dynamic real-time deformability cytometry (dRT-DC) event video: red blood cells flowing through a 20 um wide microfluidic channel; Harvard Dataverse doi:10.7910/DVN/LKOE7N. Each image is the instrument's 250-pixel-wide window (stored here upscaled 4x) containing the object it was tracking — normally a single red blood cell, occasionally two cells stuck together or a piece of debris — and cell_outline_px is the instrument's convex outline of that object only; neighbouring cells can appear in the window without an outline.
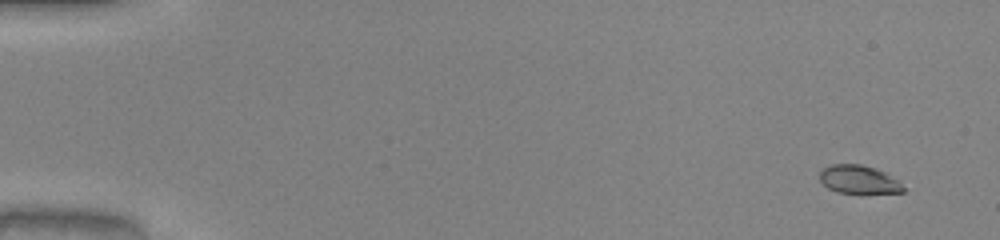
{"species": "common noctule bat (a hibernating species)", "species_latin": "Nyctalus noctula", "temperature_condition": "warm", "stored_images_in_passage": 52, "camera_frame_rate_fps": 3000, "um_per_image_px": 0.085, "animal": {"sex": "male", "body_mass_g": 20.0, "forearm_length_mm": 53.3}, "frame": {"image": 1, "passage_image": 4, "time_ms": 1.0, "image_size_px": [1000, 240], "cell_outline_px": [[904, 192], [840, 192], [828, 188], [820, 180], [820, 172], [824, 168], [832, 164], [860, 164], [884, 172], [896, 180], [904, 188]], "centroid_in_image_um": [72.95, 15.24], "position_along_channel_um": 12.1, "area_um2": 13.18}}
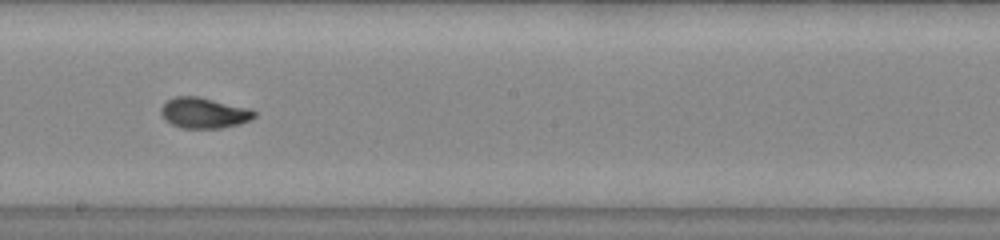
{"frame": {"image": 2, "passage_image": 31, "time_ms": 10.0, "image_size_px": [1000, 240], "cell_outline_px": [[256, 116], [240, 124], [220, 128], [180, 128], [164, 120], [160, 112], [160, 108], [168, 100], [176, 96], [196, 96], [252, 108], [256, 112]], "centroid_in_image_um": [17.34, 9.6], "position_along_channel_um": 230.9, "area_um2": 16.76}}
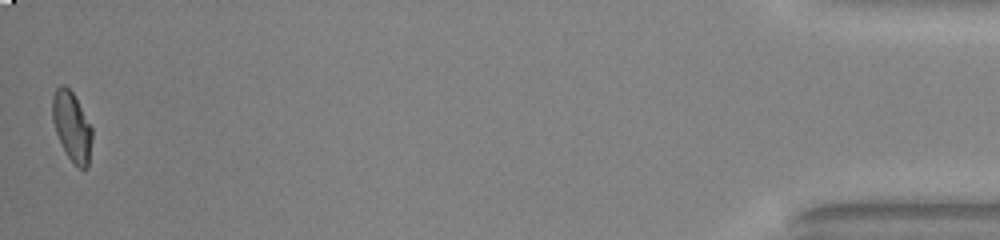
{"frame": {"image": 3, "passage_image": 52, "time_ms": 17.0, "image_size_px": [1000, 240], "cell_outline_px": [[92, 140], [88, 168], [80, 168], [68, 156], [56, 132], [52, 120], [52, 96], [56, 88], [60, 84], [64, 84], [72, 92], [92, 128]], "centroid_in_image_um": [6.1, 10.72], "position_along_channel_um": 429.1, "area_um2": 15.78}, "authors_computed_cell_mechanics": {"area_um2": 15.8372, "velocity_mm_per_s": 4.1028, "shape_relaxation_time_tau1_ms": 4.4801, "shape_relaxation_time_tau2_ms": null, "deformation_change_tau1": 0.2138, "deformation_change_tau2": null}}